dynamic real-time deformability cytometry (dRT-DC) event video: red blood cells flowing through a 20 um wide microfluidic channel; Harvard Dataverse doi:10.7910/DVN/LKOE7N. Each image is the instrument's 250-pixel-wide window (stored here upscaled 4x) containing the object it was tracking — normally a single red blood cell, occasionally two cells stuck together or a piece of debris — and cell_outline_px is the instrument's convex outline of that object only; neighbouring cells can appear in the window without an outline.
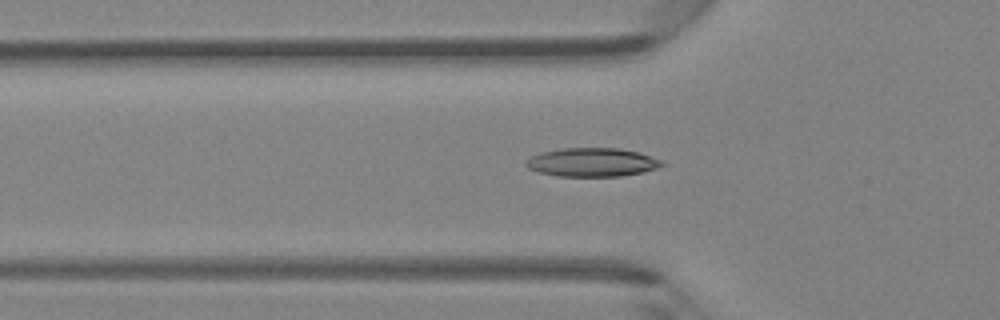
{"species": "Egyptian fruit bat (a non-hibernating species)", "species_latin": "Rousettus aegyptiacus", "temperature_condition": "room temperature", "stored_images_in_passage": 44, "camera_frame_rate_fps": 3000, "um_per_image_px": 0.085, "animal": {"sex": "female"}, "frame": {"image": 1, "passage_image": 12, "time_ms": 3.667, "image_size_px": [1000, 320], "cell_outline_px": [[664, 164], [656, 168], [640, 172], [620, 176], [556, 176], [540, 172], [528, 168], [524, 164], [532, 156], [540, 152], [564, 148], [620, 148], [640, 152], [660, 160]], "centroid_in_image_um": [50.31, 13.78], "position_along_channel_um": 75.5, "area_um2": 22.48}}
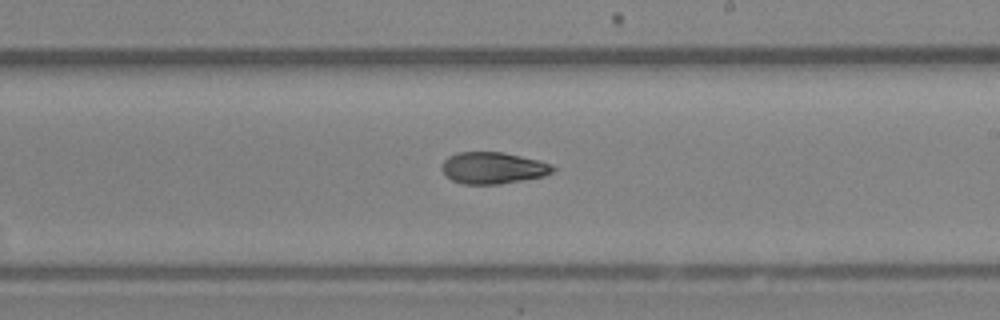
{"frame": {"image": 2, "passage_image": 24, "time_ms": 7.667, "image_size_px": [1000, 320], "cell_outline_px": [[556, 168], [552, 172], [544, 176], [500, 184], [464, 184], [452, 180], [444, 176], [440, 168], [444, 160], [448, 156], [456, 152], [504, 152], [540, 160], [552, 164]], "centroid_in_image_um": [41.88, 14.27], "position_along_channel_um": 247.1, "area_um2": 20.75}}
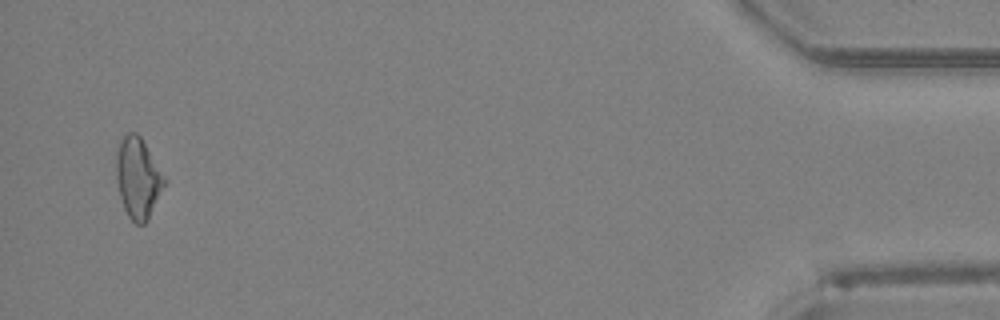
{"frame": {"image": 3, "passage_image": 42, "time_ms": 13.667, "image_size_px": [1000, 320], "cell_outline_px": [[168, 180], [148, 220], [144, 224], [136, 224], [128, 216], [124, 208], [120, 196], [116, 180], [116, 152], [120, 140], [128, 132], [136, 132], [140, 136]], "centroid_in_image_um": [11.74, 15.13], "position_along_channel_um": 423.5, "area_um2": 22.83}, "authors_computed_cell_mechanics": {"area_um2": 21.4727, "velocity_mm_per_s": 4.3022, "shape_relaxation_time_tau1_ms": null, "shape_relaxation_time_tau2_ms": 6.122, "deformation_change_tau1": null, "deformation_change_tau2": 0.1443}}